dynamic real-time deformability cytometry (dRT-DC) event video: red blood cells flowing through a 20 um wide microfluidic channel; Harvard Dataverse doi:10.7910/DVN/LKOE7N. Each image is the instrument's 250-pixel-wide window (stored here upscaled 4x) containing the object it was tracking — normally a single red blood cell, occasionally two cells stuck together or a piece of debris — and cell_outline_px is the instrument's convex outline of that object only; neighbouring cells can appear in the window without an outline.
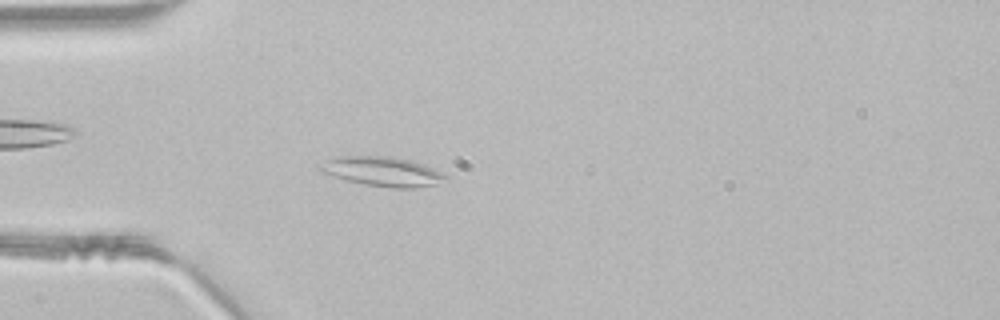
{"species": "common noctule bat (a hibernating species)", "species_latin": "Nyctalus noctula", "temperature_condition": "room temperature", "stored_images_in_passage": 47, "segment_of_instrument_passage": [1, 2], "camera_frame_rate_fps": 3000, "um_per_image_px": 0.085, "animal": {"sex": "male", "body_mass_g": 21.5, "forearm_length_mm": 52.0}, "frame": {"image": 1, "passage_image": 13, "time_ms": 4.0, "image_size_px": [1000, 320], "cell_outline_px": [[452, 180], [436, 184], [412, 188], [392, 188], [364, 184], [344, 180], [320, 172], [316, 168], [320, 164], [336, 156], [392, 156], [424, 164], [448, 176]], "centroid_in_image_um": [32.51, 14.58], "position_along_channel_um": 52.5, "area_um2": 21.79}}
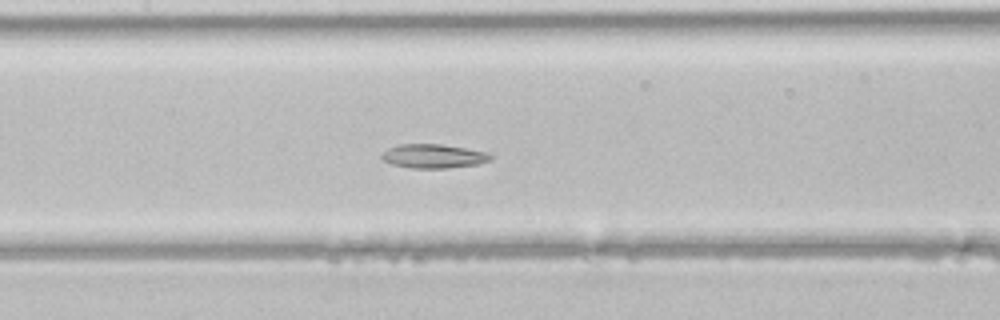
{"frame": {"image": 2, "passage_image": 22, "time_ms": 7.0, "image_size_px": [1000, 320], "cell_outline_px": [[492, 160], [480, 164], [448, 168], [412, 168], [392, 164], [384, 160], [380, 156], [388, 148], [400, 144], [440, 144], [488, 152], [492, 156]], "centroid_in_image_um": [36.88, 13.27], "position_along_channel_um": 170.5, "area_um2": 15.2}}
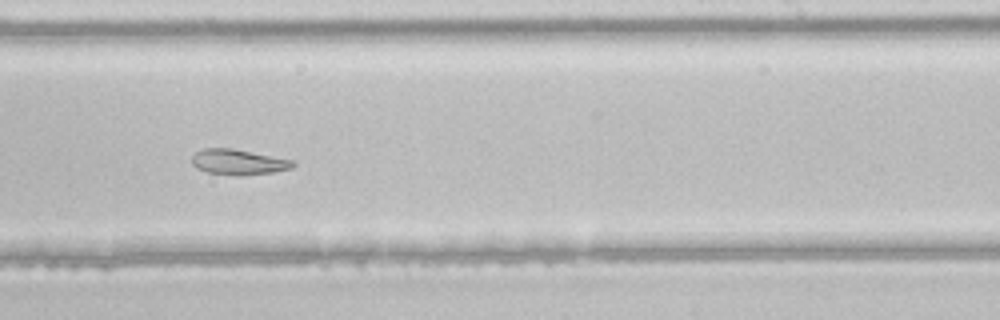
{"frame": {"image": 3, "passage_image": 29, "time_ms": 9.333, "image_size_px": [1000, 320], "cell_outline_px": [[296, 164], [292, 168], [272, 172], [244, 176], [240, 176], [208, 172], [196, 168], [192, 164], [192, 156], [196, 152], [204, 148], [232, 148], [292, 160]], "centroid_in_image_um": [20.25, 13.78], "position_along_channel_um": 268.8, "area_um2": 14.91}}